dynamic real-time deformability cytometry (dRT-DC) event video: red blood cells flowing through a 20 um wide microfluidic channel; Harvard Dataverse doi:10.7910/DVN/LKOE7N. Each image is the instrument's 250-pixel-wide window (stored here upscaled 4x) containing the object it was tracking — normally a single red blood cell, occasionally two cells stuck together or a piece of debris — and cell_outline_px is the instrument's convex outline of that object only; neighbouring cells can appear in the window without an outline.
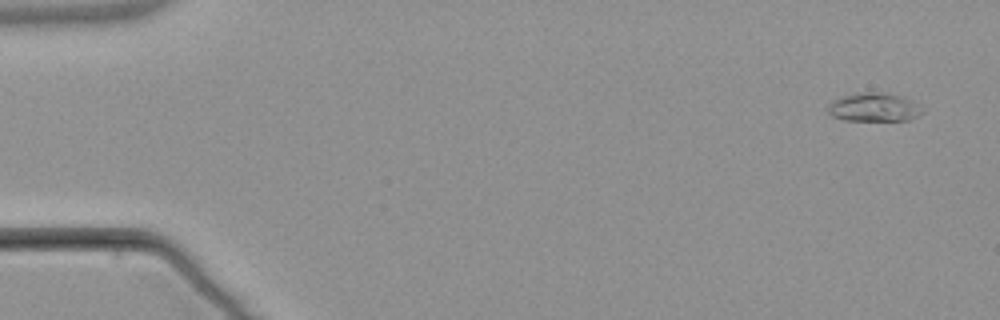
{"species": "common noctule bat (a hibernating species)", "species_latin": "Nyctalus noctula", "temperature_condition": "warm", "stored_images_in_passage": 5, "camera_frame_rate_fps": 3000, "um_per_image_px": 0.085, "animal": {"sex": "male", "body_mass_g": 21.5, "forearm_length_mm": 52.0}, "frame": {"image": 1, "passage_image": 1, "time_ms": 0.0, "image_size_px": [1000, 320], "cell_outline_px": [[924, 112], [908, 120], [844, 120], [832, 116], [828, 112], [828, 104], [832, 100], [856, 92], [888, 92], [912, 100], [924, 108]], "centroid_in_image_um": [74.3, 9.1], "position_along_channel_um": 10.7, "area_um2": 15.9}}
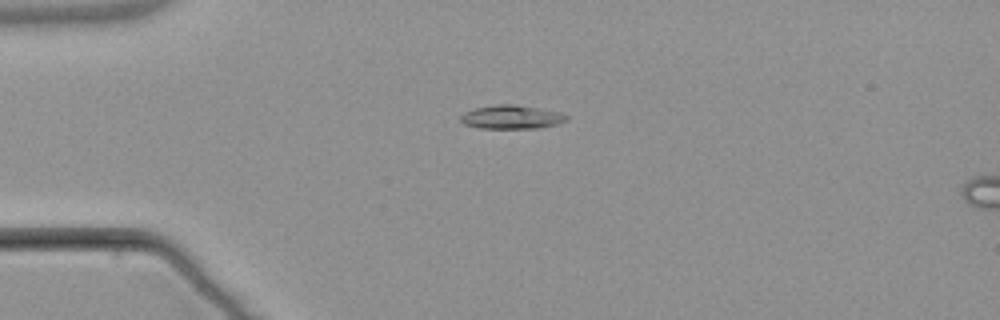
{"frame": {"image": 2, "passage_image": 4, "time_ms": 3.667, "image_size_px": [1000, 320], "cell_outline_px": [[568, 120], [556, 124], [536, 128], [480, 128], [464, 124], [460, 120], [460, 116], [464, 112], [476, 108], [496, 104], [516, 104], [560, 112], [568, 116]], "centroid_in_image_um": [43.47, 9.94], "position_along_channel_um": 41.5, "area_um2": 14.57}}